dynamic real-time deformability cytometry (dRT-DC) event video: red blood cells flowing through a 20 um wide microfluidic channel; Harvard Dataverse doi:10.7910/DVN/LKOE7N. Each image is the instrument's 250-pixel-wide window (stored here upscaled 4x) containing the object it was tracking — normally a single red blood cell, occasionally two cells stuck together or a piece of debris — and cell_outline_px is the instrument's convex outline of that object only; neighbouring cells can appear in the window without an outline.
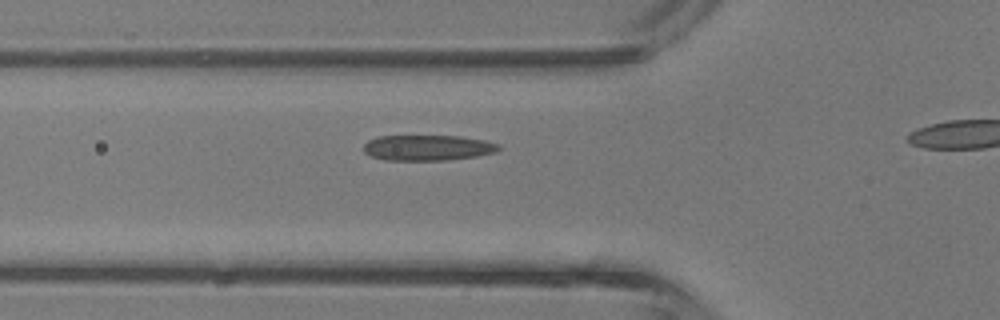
{"species": "common noctule bat (a hibernating species)", "species_latin": "Nyctalus noctula", "temperature_condition": "room temperature", "stored_images_in_passage": 14, "camera_frame_rate_fps": 3000, "um_per_image_px": 0.085, "animal": {"sex": "male", "body_mass_g": 13.3}, "frame": {"image": 1, "passage_image": 2, "time_ms": 0.333, "image_size_px": [1000, 320], "cell_outline_px": [[500, 148], [496, 152], [476, 156], [448, 160], [384, 160], [372, 156], [364, 152], [364, 144], [368, 140], [376, 136], [460, 136], [484, 140], [500, 144]], "centroid_in_image_um": [36.35, 12.55], "position_along_channel_um": 89.4, "area_um2": 20.17}}
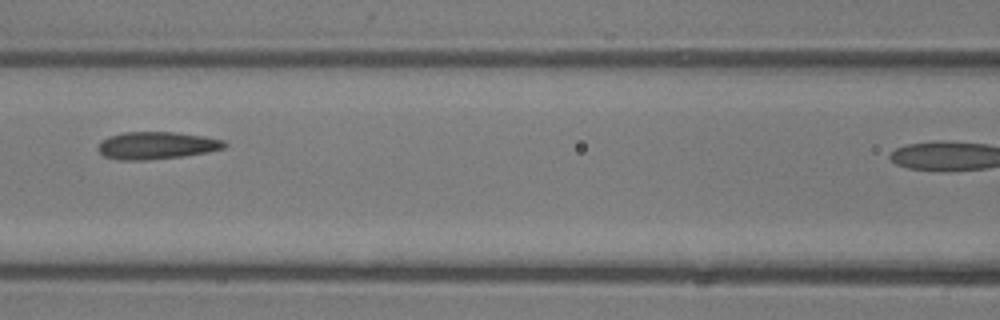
{"frame": {"image": 2, "passage_image": 6, "time_ms": 1.667, "image_size_px": [1000, 320], "cell_outline_px": [[228, 144], [224, 148], [208, 152], [184, 156], [148, 160], [120, 160], [104, 156], [96, 148], [100, 140], [108, 136], [124, 132], [172, 132], [204, 136], [224, 140]], "centroid_in_image_um": [13.29, 12.36], "position_along_channel_um": 153.3, "area_um2": 20.35}}
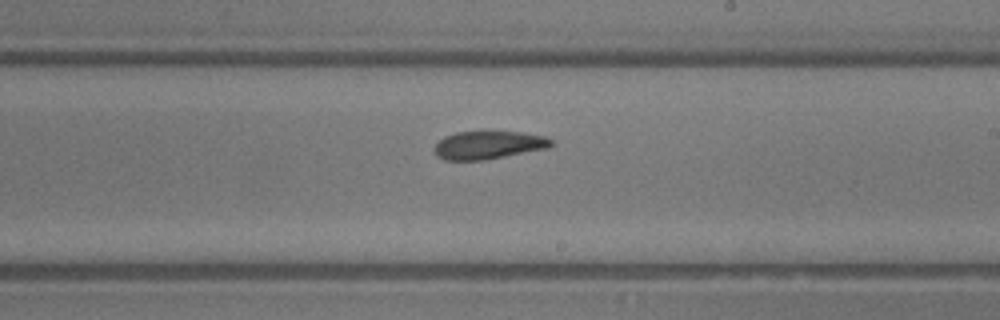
{"frame": {"image": 3, "passage_image": 12, "time_ms": 3.667, "image_size_px": [1000, 320], "cell_outline_px": [[556, 144], [548, 148], [484, 160], [444, 160], [436, 156], [432, 148], [444, 136], [456, 132], [520, 132], [544, 136], [552, 140]], "centroid_in_image_um": [41.5, 12.34], "position_along_channel_um": 247.5, "area_um2": 19.13}}